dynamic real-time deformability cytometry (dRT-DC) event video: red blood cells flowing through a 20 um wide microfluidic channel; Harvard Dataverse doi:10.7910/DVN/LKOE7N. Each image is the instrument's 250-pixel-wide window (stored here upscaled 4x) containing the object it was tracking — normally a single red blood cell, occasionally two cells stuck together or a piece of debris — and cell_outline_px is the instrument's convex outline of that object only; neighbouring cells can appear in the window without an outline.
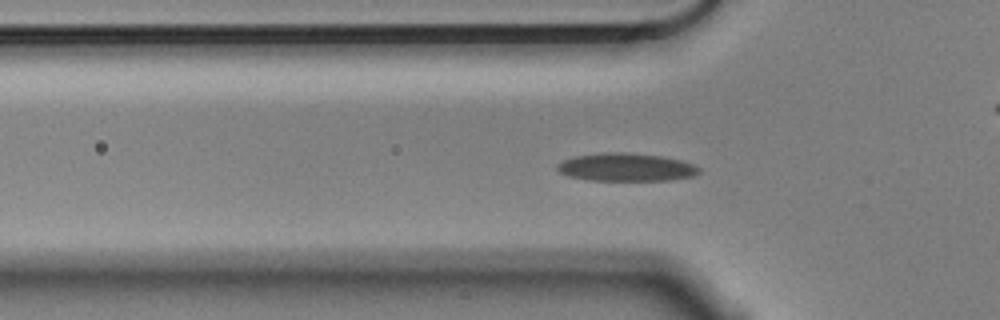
{"species": "Egyptian fruit bat (a non-hibernating species)", "species_latin": "Rousettus aegyptiacus", "temperature_condition": "cold", "stored_images_in_passage": 50, "camera_frame_rate_fps": 3000, "um_per_image_px": 0.085, "animal": {"sex": "male"}, "frame": {"image": 1, "passage_image": 10, "time_ms": 3.0, "image_size_px": [1000, 320], "cell_outline_px": [[700, 172], [692, 176], [668, 180], [588, 180], [568, 176], [560, 172], [556, 168], [556, 164], [564, 160], [576, 156], [604, 152], [624, 152], [660, 156], [680, 160], [692, 164], [700, 168]], "centroid_in_image_um": [53.19, 14.21], "position_along_channel_um": 72.6, "area_um2": 22.95}}
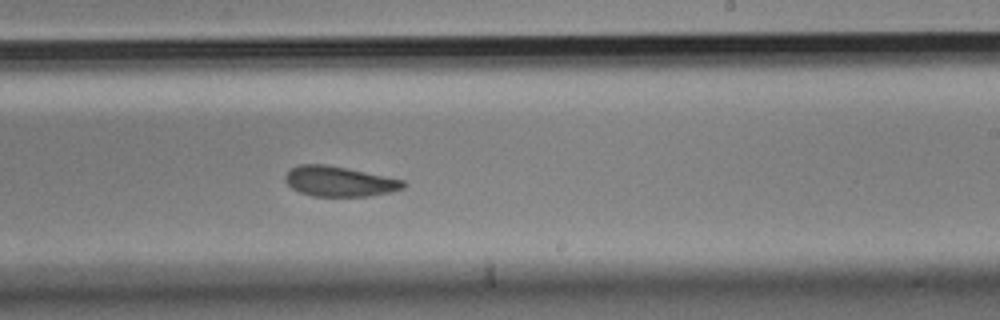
{"frame": {"image": 2, "passage_image": 26, "time_ms": 8.333, "image_size_px": [1000, 320], "cell_outline_px": [[408, 184], [404, 188], [388, 192], [368, 196], [312, 196], [300, 192], [292, 188], [284, 180], [284, 176], [292, 168], [300, 164], [324, 164], [404, 180]], "centroid_in_image_um": [28.83, 15.42], "position_along_channel_um": 260.2, "area_um2": 20.46}}
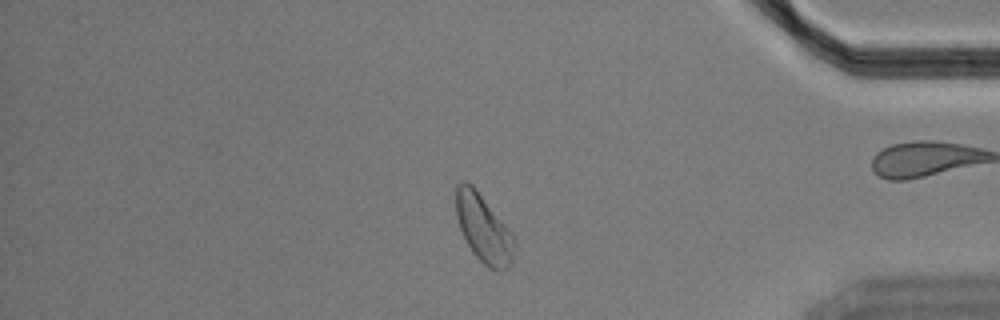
{"frame": {"image": 3, "passage_image": 40, "time_ms": 13.0, "image_size_px": [1000, 320], "cell_outline_px": [[512, 264], [508, 268], [500, 272], [496, 272], [488, 268], [476, 256], [468, 244], [460, 228], [456, 216], [456, 184], [460, 180], [464, 180], [472, 184], [476, 188], [512, 232]], "centroid_in_image_um": [41.08, 19.4], "position_along_channel_um": 394.1, "area_um2": 23.0}, "authors_computed_cell_mechanics": {"area_um2": 22.4264, "velocity_mm_per_s": 3.5144, "shape_relaxation_time_tau1_ms": 5.4704, "shape_relaxation_time_tau2_ms": 5.5496, "deformation_change_tau1": 0.1194, "deformation_change_tau2": 0.0882}}